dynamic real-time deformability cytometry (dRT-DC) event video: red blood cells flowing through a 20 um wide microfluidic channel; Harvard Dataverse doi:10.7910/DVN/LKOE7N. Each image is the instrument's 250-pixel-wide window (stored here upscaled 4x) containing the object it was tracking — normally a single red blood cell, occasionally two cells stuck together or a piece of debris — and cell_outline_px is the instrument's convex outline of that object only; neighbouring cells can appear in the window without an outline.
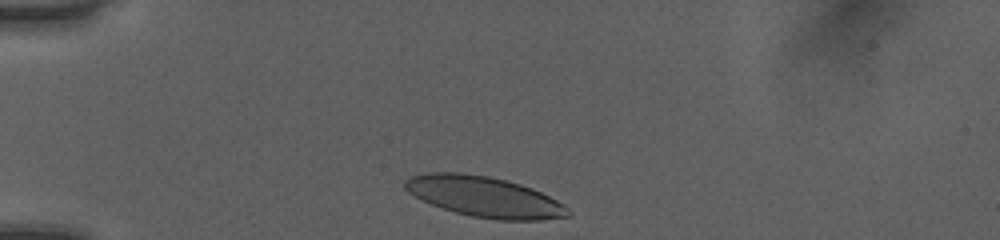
{"species": "human", "species_latin": "Homo sapiens", "temperature_condition": "room temperature", "stored_images_in_passage": 31, "camera_frame_rate_fps": 3000, "um_per_image_px": 0.085, "donor": {"sex": "female"}, "frame": {"image": 1, "passage_image": 1, "time_ms": 0.0, "image_size_px": [1000, 240], "cell_outline_px": [[572, 212], [568, 216], [540, 220], [496, 220], [472, 216], [456, 212], [432, 204], [408, 192], [404, 188], [404, 180], [412, 176], [428, 172], [460, 172], [488, 176], [520, 184], [532, 188], [564, 204]], "centroid_in_image_um": [41.18, 16.72], "position_along_channel_um": 43.8, "area_um2": 38.21}}
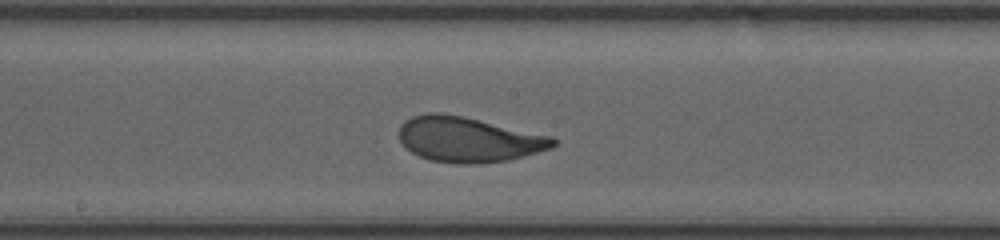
{"frame": {"image": 2, "passage_image": 16, "time_ms": 5.0, "image_size_px": [1000, 240], "cell_outline_px": [[556, 144], [552, 148], [508, 160], [480, 164], [456, 164], [432, 160], [420, 156], [412, 152], [400, 140], [400, 124], [404, 120], [412, 116], [428, 112], [440, 112], [464, 116], [552, 136], [556, 140]], "centroid_in_image_um": [39.82, 11.84], "position_along_channel_um": 208.4, "area_um2": 40.63}}
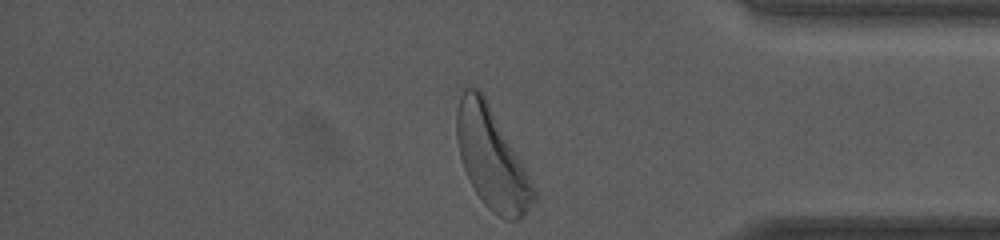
{"frame": {"image": 3, "passage_image": 31, "time_ms": 10.0, "image_size_px": [1000, 240], "cell_outline_px": [[536, 200], [524, 216], [520, 220], [504, 220], [492, 212], [484, 204], [476, 192], [464, 168], [460, 156], [456, 136], [456, 112], [460, 96], [464, 88], [472, 84], [480, 88], [524, 164], [532, 180], [536, 192]], "centroid_in_image_um": [41.81, 13.45], "position_along_channel_um": 393.4, "area_um2": 45.49}, "authors_computed_cell_mechanics": {"area_um2": 40.1132, "velocity_mm_per_s": 4.0334, "shape_relaxation_time_tau1_ms": 2.1026, "shape_relaxation_time_tau2_ms": 0.871, "deformation_change_tau1": 0.1384, "deformation_change_tau2": 0.0745}}